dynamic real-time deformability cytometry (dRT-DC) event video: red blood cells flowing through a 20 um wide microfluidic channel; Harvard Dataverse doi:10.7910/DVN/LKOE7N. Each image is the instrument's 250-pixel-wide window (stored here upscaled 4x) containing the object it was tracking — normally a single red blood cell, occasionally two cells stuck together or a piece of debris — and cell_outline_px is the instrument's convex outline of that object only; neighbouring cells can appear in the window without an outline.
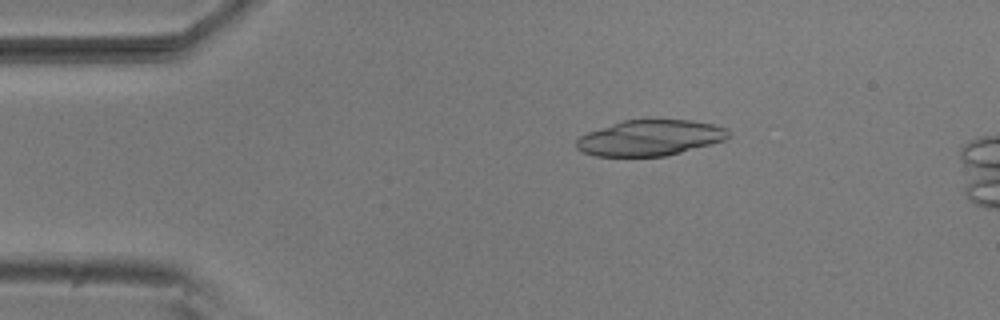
{"species": "common noctule bat (a hibernating species)", "species_latin": "Nyctalus noctula", "temperature_condition": "room temperature", "stored_images_in_passage": 3, "camera_frame_rate_fps": 3000, "um_per_image_px": 0.085, "animal": {"sex": "male", "body_mass_g": 20.5, "forearm_length_mm": 52.5}, "frame": {"image": 1, "passage_image": 3, "time_ms": 0.667, "image_size_px": [1000, 320], "cell_outline_px": [[732, 136], [724, 140], [712, 144], [668, 156], [596, 156], [580, 152], [576, 148], [576, 140], [580, 136], [588, 132], [624, 120], [648, 116], [692, 120], [712, 124], [724, 128], [732, 132]], "centroid_in_image_um": [55.28, 11.68], "position_along_channel_um": 29.7, "area_um2": 32.71}}